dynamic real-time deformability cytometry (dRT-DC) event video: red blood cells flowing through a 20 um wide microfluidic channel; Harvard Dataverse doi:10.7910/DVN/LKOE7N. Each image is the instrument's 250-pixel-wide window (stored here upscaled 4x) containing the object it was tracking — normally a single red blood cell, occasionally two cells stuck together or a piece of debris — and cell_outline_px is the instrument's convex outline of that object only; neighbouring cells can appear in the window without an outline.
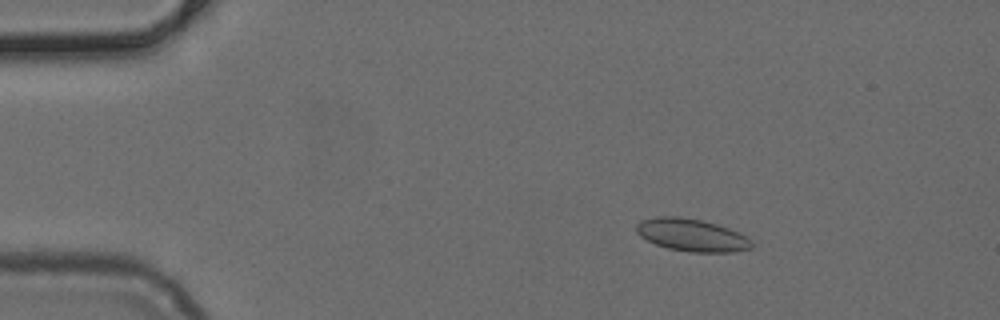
{"species": "common noctule bat (a hibernating species)", "species_latin": "Nyctalus noctula", "temperature_condition": "cold", "stored_images_in_passage": 17, "camera_frame_rate_fps": 3000, "um_per_image_px": 0.085, "animal": {"sex": "female", "body_mass_g": 24.6, "forearm_length_mm": 56.2}, "frame": {"image": 1, "passage_image": 9, "time_ms": 2.667, "image_size_px": [1000, 320], "cell_outline_px": [[752, 248], [736, 252], [688, 252], [668, 248], [656, 244], [640, 236], [636, 232], [636, 224], [640, 220], [656, 216], [680, 216], [700, 220], [716, 224], [740, 232], [748, 236], [752, 240]], "centroid_in_image_um": [58.81, 19.98], "position_along_channel_um": 26.2, "area_um2": 22.08}}